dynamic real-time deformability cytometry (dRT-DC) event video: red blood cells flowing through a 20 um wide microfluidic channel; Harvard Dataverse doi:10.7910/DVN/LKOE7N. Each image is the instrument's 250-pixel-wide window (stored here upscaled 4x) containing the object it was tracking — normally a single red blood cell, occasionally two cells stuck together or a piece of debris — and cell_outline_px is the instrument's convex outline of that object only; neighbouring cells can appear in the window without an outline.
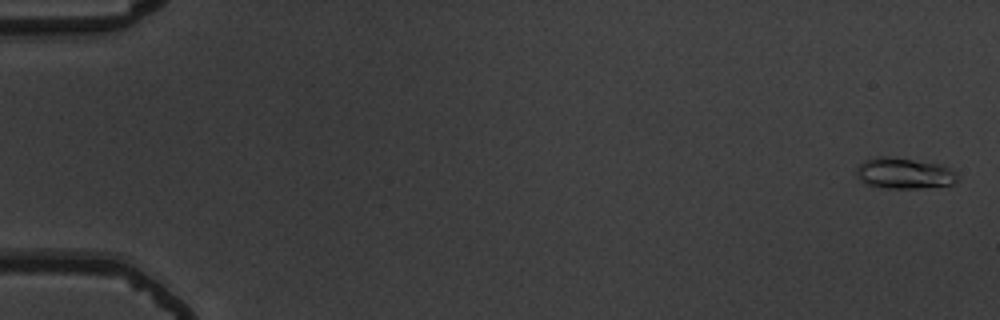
{"species": "common noctule bat (a hibernating species)", "species_latin": "Nyctalus noctula", "temperature_condition": "warm", "stored_images_in_passage": 56, "segment_of_instrument_passage": [1, 2], "camera_frame_rate_fps": 3000, "um_per_image_px": 0.085, "animal": {"sex": "male", "body_mass_g": 19.5, "forearm_length_mm": 54.6}, "frame": {"image": 1, "passage_image": 2, "time_ms": 0.333, "image_size_px": [1000, 320], "cell_outline_px": [[960, 180], [952, 184], [916, 188], [880, 188], [868, 184], [860, 180], [856, 172], [856, 168], [864, 160], [876, 156], [888, 156], [936, 164], [948, 168], [956, 172]], "centroid_in_image_um": [76.82, 14.73], "position_along_channel_um": 8.2, "area_um2": 18.03}}
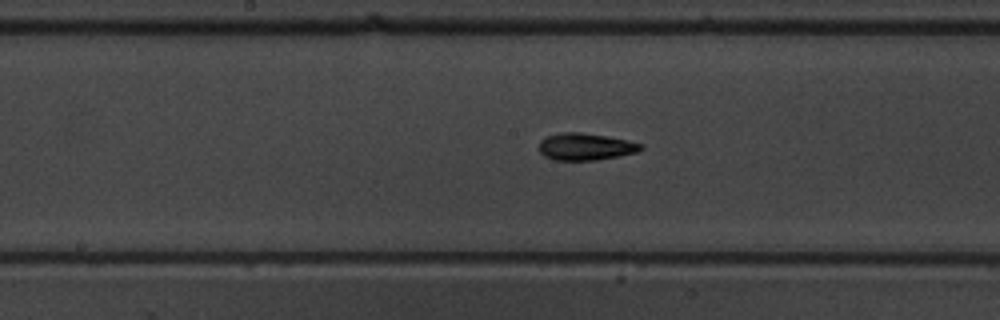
{"frame": {"image": 2, "passage_image": 30, "time_ms": 9.667, "image_size_px": [1000, 320], "cell_outline_px": [[644, 148], [636, 152], [596, 160], [556, 160], [544, 156], [536, 148], [540, 140], [544, 136], [560, 132], [580, 132], [604, 136], [644, 144]], "centroid_in_image_um": [49.68, 12.46], "position_along_channel_um": 198.5, "area_um2": 16.07}}
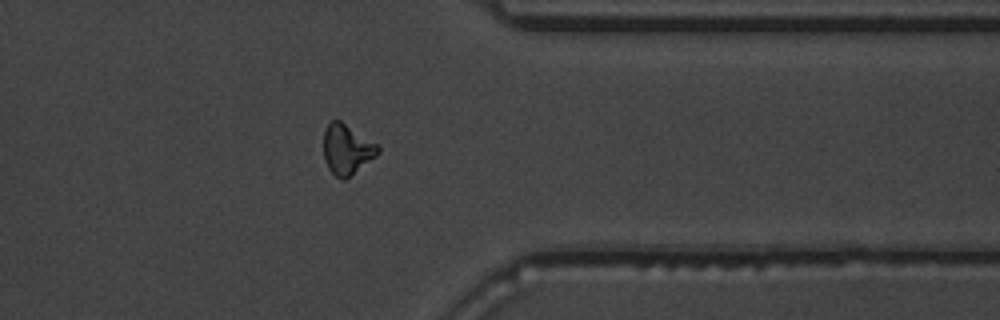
{"frame": {"image": 3, "passage_image": 45, "time_ms": 14.667, "image_size_px": [1000, 320], "cell_outline_px": [[380, 152], [376, 156], [344, 180], [340, 180], [328, 168], [324, 160], [324, 128], [332, 120], [340, 120], [376, 144], [380, 148]], "centroid_in_image_um": [29.46, 12.7], "position_along_channel_um": 381.9, "area_um2": 15.66}}